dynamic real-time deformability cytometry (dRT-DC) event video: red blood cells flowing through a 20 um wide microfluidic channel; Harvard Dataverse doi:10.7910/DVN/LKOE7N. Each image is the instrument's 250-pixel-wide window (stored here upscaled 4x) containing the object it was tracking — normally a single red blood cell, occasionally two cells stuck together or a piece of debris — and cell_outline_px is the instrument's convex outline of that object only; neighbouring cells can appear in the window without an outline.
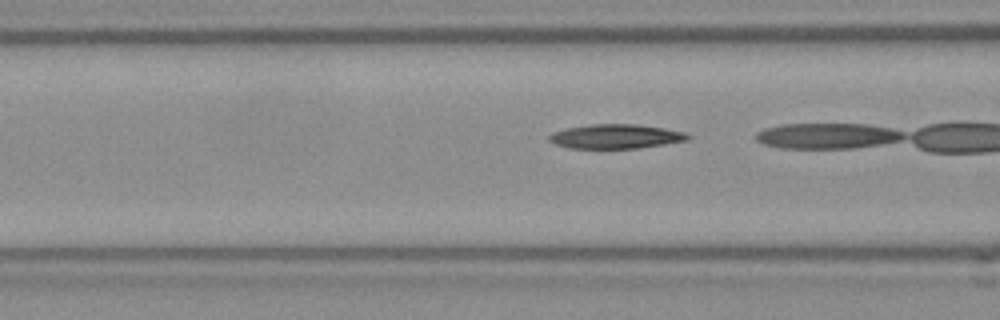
{"species": "Egyptian fruit bat (a non-hibernating species)", "species_latin": "Rousettus aegyptiacus", "temperature_condition": "room temperature", "stored_images_in_passage": 9, "camera_frame_rate_fps": 3000, "um_per_image_px": 0.085, "frame": {"image": 1, "passage_image": 8, "time_ms": 2.333, "image_size_px": [1000, 320], "cell_outline_px": [[692, 136], [688, 140], [640, 148], [568, 148], [556, 144], [548, 140], [548, 136], [552, 132], [568, 128], [592, 124], [640, 124], [688, 132]], "centroid_in_image_um": [52.39, 11.59], "position_along_channel_um": 114.2, "area_um2": 19.77}}